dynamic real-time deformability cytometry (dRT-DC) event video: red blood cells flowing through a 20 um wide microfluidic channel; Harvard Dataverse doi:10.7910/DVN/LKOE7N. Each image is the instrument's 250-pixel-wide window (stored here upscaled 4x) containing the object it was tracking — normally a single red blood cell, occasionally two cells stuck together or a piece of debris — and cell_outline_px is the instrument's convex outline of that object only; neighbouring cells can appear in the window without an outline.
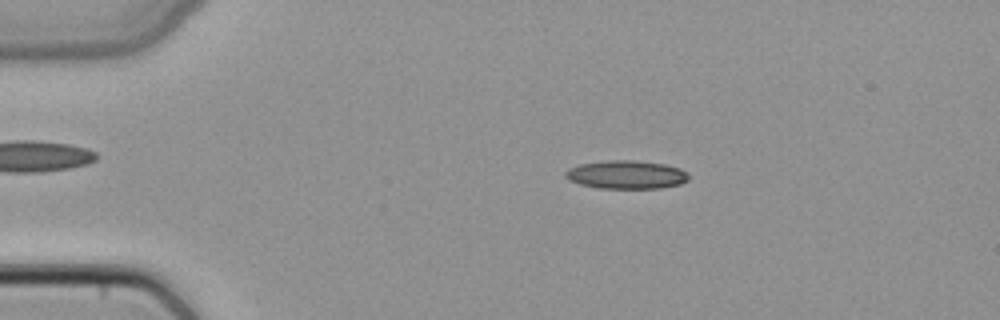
{"species": "common noctule bat (a hibernating species)", "species_latin": "Nyctalus noctula", "temperature_condition": "cold", "stored_images_in_passage": 49, "camera_frame_rate_fps": 3000, "um_per_image_px": 0.085, "animal": {"sex": "female", "body_mass_g": 22.7, "forearm_length_mm": 54.2}, "frame": {"image": 1, "passage_image": 10, "time_ms": 3.0, "image_size_px": [1000, 320], "cell_outline_px": [[688, 180], [680, 184], [660, 188], [596, 188], [580, 184], [568, 180], [564, 176], [564, 172], [568, 168], [580, 164], [604, 160], [636, 160], [664, 164], [680, 168], [688, 172]], "centroid_in_image_um": [53.21, 14.84], "position_along_channel_um": 31.8, "area_um2": 20.58}}
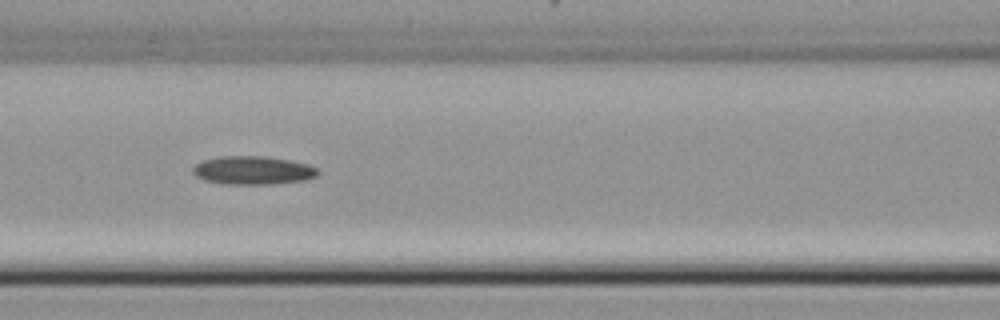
{"frame": {"image": 2, "passage_image": 22, "time_ms": 7.0, "image_size_px": [1000, 320], "cell_outline_px": [[320, 172], [316, 176], [308, 180], [272, 184], [224, 184], [204, 180], [196, 176], [192, 172], [192, 168], [196, 164], [204, 160], [220, 156], [268, 156], [308, 164], [316, 168]], "centroid_in_image_um": [21.51, 14.48], "position_along_channel_um": 145.1, "area_um2": 20.81}}
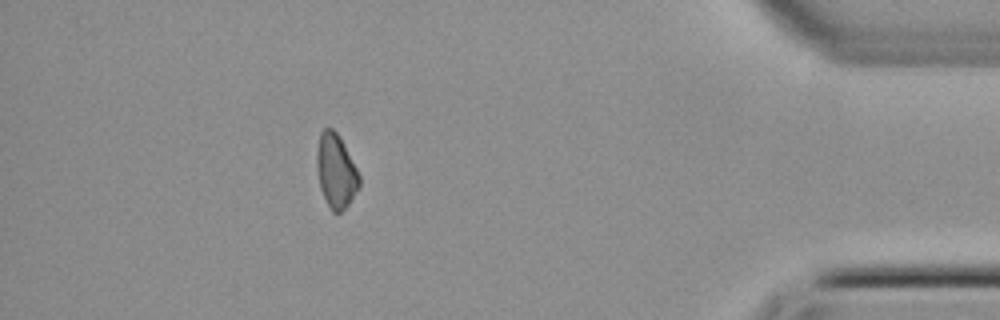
{"frame": {"image": 3, "passage_image": 44, "time_ms": 14.333, "image_size_px": [1000, 320], "cell_outline_px": [[360, 184], [348, 204], [340, 212], [332, 212], [320, 188], [316, 168], [316, 152], [320, 132], [324, 128], [332, 128], [336, 132], [356, 168], [360, 176]], "centroid_in_image_um": [28.52, 14.53], "position_along_channel_um": 406.7, "area_um2": 17.92}}